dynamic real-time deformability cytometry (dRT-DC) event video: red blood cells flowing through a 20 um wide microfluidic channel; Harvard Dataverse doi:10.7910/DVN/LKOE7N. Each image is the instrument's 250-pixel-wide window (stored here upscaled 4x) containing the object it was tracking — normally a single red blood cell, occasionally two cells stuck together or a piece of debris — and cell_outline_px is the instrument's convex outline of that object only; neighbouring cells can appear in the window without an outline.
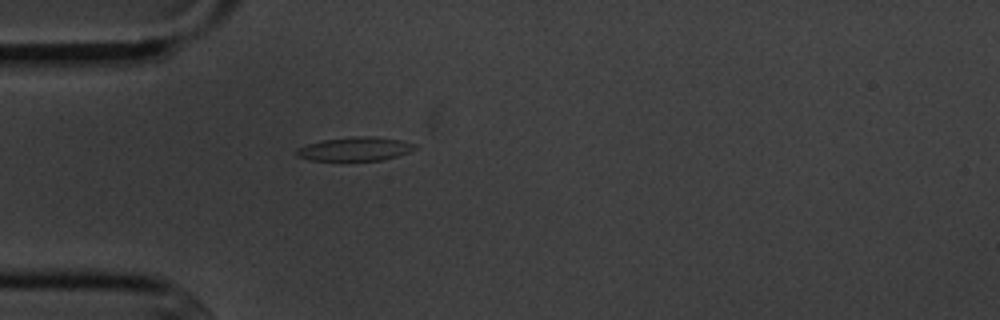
{"species": "common noctule bat (a hibernating species)", "species_latin": "Nyctalus noctula", "temperature_condition": "cold", "stored_images_in_passage": 1, "camera_frame_rate_fps": 3000, "um_per_image_px": 0.085, "animal": {"sex": "male", "body_mass_g": 20.1, "forearm_length_mm": 53.5}, "frame": {"image": 1, "passage_image": 1, "time_ms": 0.0, "image_size_px": [1000, 320], "cell_outline_px": [[416, 148], [408, 152], [396, 156], [380, 160], [308, 160], [296, 156], [296, 148], [308, 144], [324, 140], [356, 136], [376, 136], [400, 140], [416, 144]], "centroid_in_image_um": [30.16, 12.65], "position_along_channel_um": 54.8, "area_um2": 16.24}}